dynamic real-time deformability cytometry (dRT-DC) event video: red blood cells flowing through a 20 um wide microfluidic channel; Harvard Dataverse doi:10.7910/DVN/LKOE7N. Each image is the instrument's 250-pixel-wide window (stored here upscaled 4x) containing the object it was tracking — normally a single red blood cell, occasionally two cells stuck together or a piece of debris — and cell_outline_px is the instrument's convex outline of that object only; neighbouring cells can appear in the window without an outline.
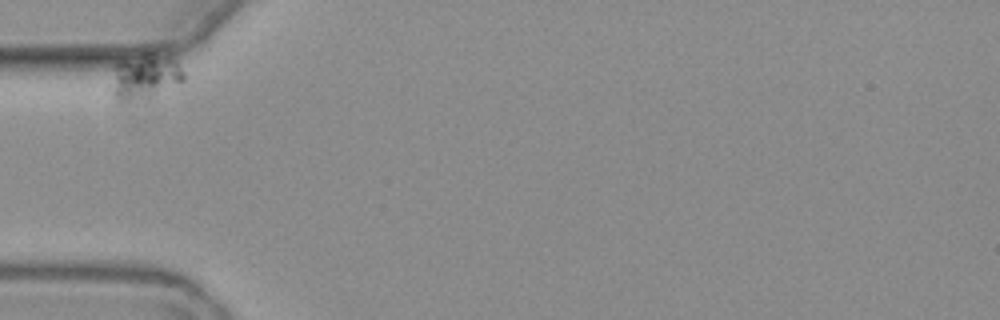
{"species": "common noctule bat (a hibernating species)", "species_latin": "Nyctalus noctula", "temperature_condition": "warm", "stored_images_in_passage": 12, "camera_frame_rate_fps": 3000, "um_per_image_px": 0.085, "animal": {"sex": "female", "body_mass_g": 19.3, "forearm_length_mm": 54.1}, "frame": {"image": 1, "passage_image": 1, "time_ms": 0.0, "image_size_px": [1000, 320], "cell_outline_px": [[184, 80], [156, 92], [136, 100], [116, 100], [112, 96], [112, 88], [116, 64], [124, 60], [144, 52], [148, 52], [176, 60], [184, 72]], "centroid_in_image_um": [12.31, 6.46], "position_along_channel_um": 72.7, "area_um2": 18.03}}
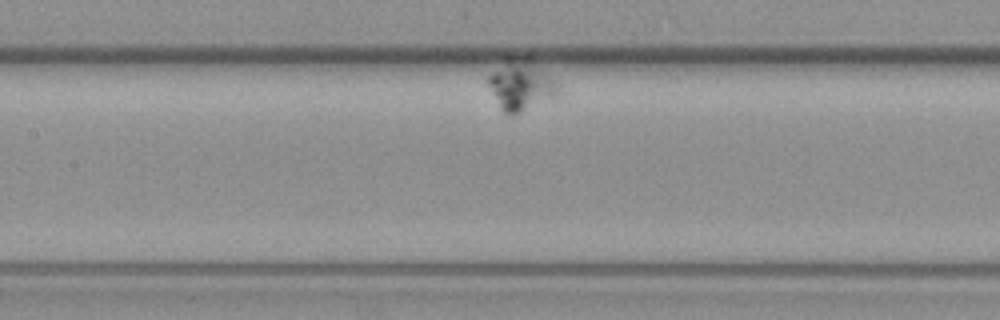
{"frame": {"image": 2, "passage_image": 6, "time_ms": 5.667, "image_size_px": [1000, 320], "cell_outline_px": [[556, 96], [520, 112], [504, 112], [500, 108], [484, 80], [504, 56], [532, 56], [556, 84]], "centroid_in_image_um": [44.19, 7.12], "position_along_channel_um": 163.2, "area_um2": 20.75}}
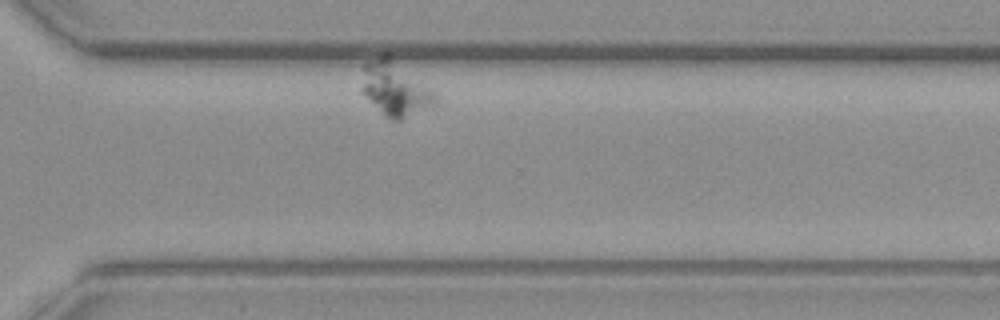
{"frame": {"image": 3, "passage_image": 12, "time_ms": 13.667, "image_size_px": [1000, 320], "cell_outline_px": [[440, 100], [436, 104], [400, 120], [392, 120], [360, 92], [360, 68], [368, 60], [384, 52], [388, 52], [436, 92]], "centroid_in_image_um": [33.56, 7.45], "position_along_channel_um": 337.0, "area_um2": 24.1}}